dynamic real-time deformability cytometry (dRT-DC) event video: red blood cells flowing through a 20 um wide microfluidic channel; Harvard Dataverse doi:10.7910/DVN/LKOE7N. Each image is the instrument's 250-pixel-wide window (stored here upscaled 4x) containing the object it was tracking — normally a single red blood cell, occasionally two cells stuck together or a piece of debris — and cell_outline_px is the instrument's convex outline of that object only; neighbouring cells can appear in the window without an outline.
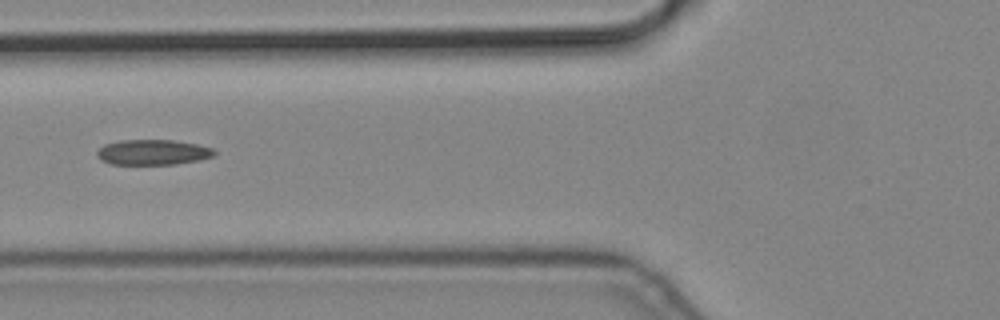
{"species": "common noctule bat (a hibernating species)", "species_latin": "Nyctalus noctula", "temperature_condition": "cold", "stored_images_in_passage": 6, "camera_frame_rate_fps": 3000, "um_per_image_px": 0.085, "animal": {"sex": "male", "body_mass_g": 19.2, "forearm_length_mm": 51.8}, "frame": {"image": 1, "passage_image": 6, "time_ms": 1.667, "image_size_px": [1000, 320], "cell_outline_px": [[216, 156], [200, 160], [176, 164], [112, 164], [100, 160], [96, 156], [96, 152], [104, 144], [120, 140], [172, 140], [196, 144], [212, 148], [216, 152]], "centroid_in_image_um": [12.99, 12.94], "position_along_channel_um": 112.8, "area_um2": 17.4}}